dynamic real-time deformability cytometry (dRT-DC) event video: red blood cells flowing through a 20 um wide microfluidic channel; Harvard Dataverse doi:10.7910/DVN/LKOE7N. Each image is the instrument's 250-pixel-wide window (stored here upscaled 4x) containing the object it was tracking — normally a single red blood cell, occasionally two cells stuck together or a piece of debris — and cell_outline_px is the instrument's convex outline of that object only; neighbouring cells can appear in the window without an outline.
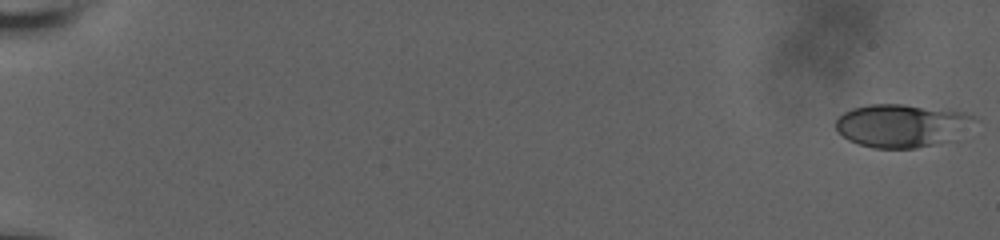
{"species": "human", "species_latin": "Homo sapiens", "temperature_condition": "room temperature", "stored_images_in_passage": 60, "camera_frame_rate_fps": 3000, "um_per_image_px": 0.085, "donor": {"sex": "male"}, "frame": {"image": 1, "passage_image": 1, "time_ms": 0.0, "image_size_px": [1000, 240], "cell_outline_px": [[980, 120], [932, 144], [916, 148], [872, 148], [848, 140], [836, 128], [836, 120], [844, 112], [852, 108], [868, 104], [904, 104], [964, 112], [976, 116]], "centroid_in_image_um": [76.55, 10.64], "position_along_channel_um": 8.5, "area_um2": 33.81}}
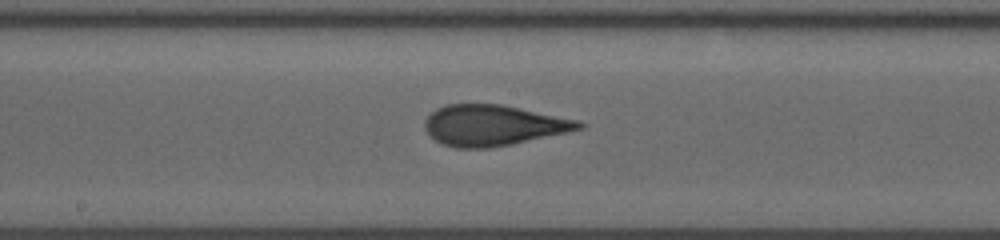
{"frame": {"image": 2, "passage_image": 35, "time_ms": 11.333, "image_size_px": [1000, 240], "cell_outline_px": [[584, 128], [568, 132], [512, 144], [488, 148], [456, 148], [444, 144], [436, 140], [424, 128], [424, 120], [436, 108], [444, 104], [500, 104], [580, 120], [584, 124]], "centroid_in_image_um": [41.93, 10.65], "position_along_channel_um": 206.3, "area_um2": 36.53}}
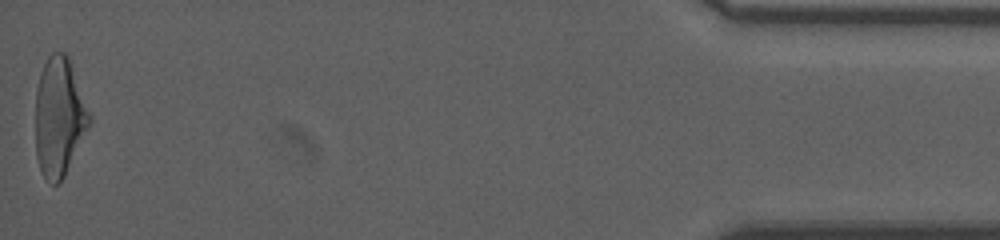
{"frame": {"image": 3, "passage_image": 60, "time_ms": 19.667, "image_size_px": [1000, 240], "cell_outline_px": [[92, 120], [64, 176], [56, 184], [52, 184], [40, 172], [36, 156], [36, 88], [40, 72], [48, 56], [52, 52], [64, 52], [68, 56], [92, 116]], "centroid_in_image_um": [5.03, 9.92], "position_along_channel_um": 430.2, "area_um2": 37.28}, "authors_computed_cell_mechanics": {"area_um2": 35.9805, "velocity_mm_per_s": 3.6982, "shape_relaxation_time_tau1_ms": 5.9079, "shape_relaxation_time_tau2_ms": 1.1411, "deformation_change_tau1": 0.1799, "deformation_change_tau2": 0.0975}}